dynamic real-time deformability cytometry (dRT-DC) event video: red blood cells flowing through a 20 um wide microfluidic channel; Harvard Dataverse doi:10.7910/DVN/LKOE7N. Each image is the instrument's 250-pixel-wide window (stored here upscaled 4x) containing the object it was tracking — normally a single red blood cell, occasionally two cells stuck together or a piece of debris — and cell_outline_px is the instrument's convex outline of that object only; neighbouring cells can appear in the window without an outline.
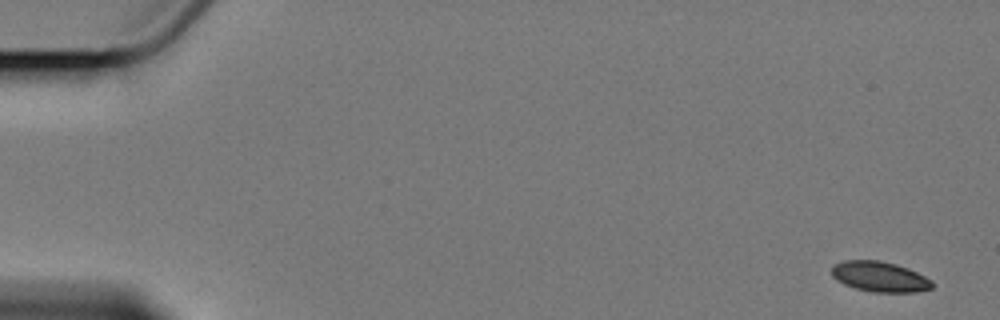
{"species": "Egyptian fruit bat (a non-hibernating species)", "species_latin": "Rousettus aegyptiacus", "temperature_condition": "cold", "stored_images_in_passage": 10, "camera_frame_rate_fps": 3000, "um_per_image_px": 0.085, "animal": {"sex": "female"}, "frame": {"image": 1, "passage_image": 1, "time_ms": 0.0, "image_size_px": [1000, 320], "cell_outline_px": [[932, 288], [916, 292], [872, 292], [856, 288], [844, 284], [836, 280], [832, 276], [832, 264], [844, 260], [880, 260], [896, 264], [908, 268], [932, 280]], "centroid_in_image_um": [74.75, 23.51], "position_along_channel_um": 10.2, "area_um2": 17.8}}
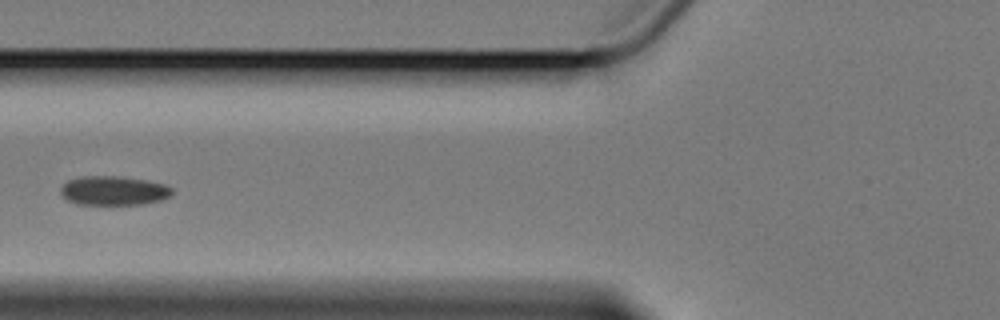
{"frame": {"image": 2, "passage_image": 7, "time_ms": 7.333, "image_size_px": [1000, 320], "cell_outline_px": [[172, 192], [168, 196], [160, 200], [144, 204], [76, 204], [68, 200], [60, 192], [60, 188], [68, 180], [80, 176], [116, 176], [148, 180], [164, 184], [172, 188]], "centroid_in_image_um": [9.64, 16.2], "position_along_channel_um": 116.2, "area_um2": 18.84}}
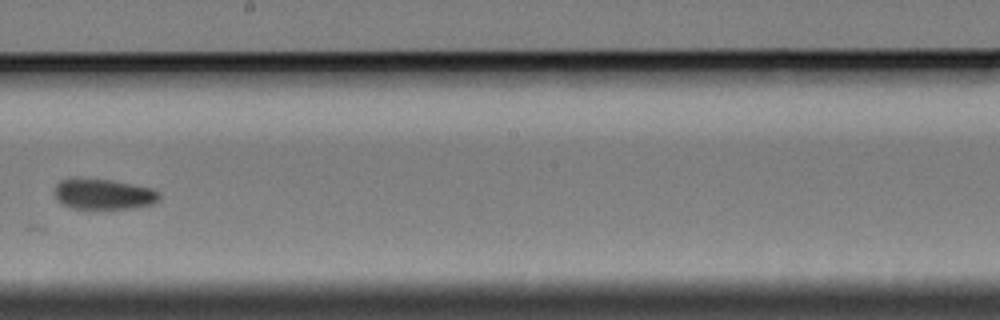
{"frame": {"image": 3, "passage_image": 10, "time_ms": 11.0, "image_size_px": [1000, 320], "cell_outline_px": [[160, 200], [152, 204], [132, 208], [72, 208], [60, 204], [56, 200], [56, 184], [60, 180], [72, 176], [76, 176], [112, 180], [152, 188], [160, 192]], "centroid_in_image_um": [8.77, 16.47], "position_along_channel_um": 239.4, "area_um2": 19.07}}